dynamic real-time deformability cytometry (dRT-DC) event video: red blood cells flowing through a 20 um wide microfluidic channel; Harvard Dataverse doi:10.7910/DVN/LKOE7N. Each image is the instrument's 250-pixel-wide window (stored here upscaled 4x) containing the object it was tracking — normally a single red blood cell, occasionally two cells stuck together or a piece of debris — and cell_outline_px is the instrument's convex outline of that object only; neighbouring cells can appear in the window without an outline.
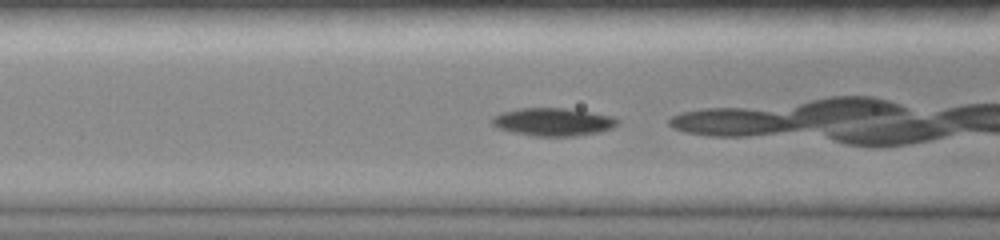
{"species": "common noctule bat (a hibernating species)", "species_latin": "Nyctalus noctula", "temperature_condition": "room temperature", "stored_images_in_passage": 32, "camera_frame_rate_fps": 3000, "um_per_image_px": 0.085, "animal": {"sex": "female", "body_mass_g": 19.0, "forearm_length_mm": 51.5}, "frame": {"image": 1, "passage_image": 10, "time_ms": 3.0, "image_size_px": [1000, 240], "cell_outline_px": [[620, 120], [612, 128], [600, 132], [572, 136], [532, 136], [512, 132], [500, 128], [492, 124], [492, 116], [500, 112], [516, 108], [564, 108], [616, 116]], "centroid_in_image_um": [47.01, 10.35], "position_along_channel_um": 119.6, "area_um2": 20.52}}
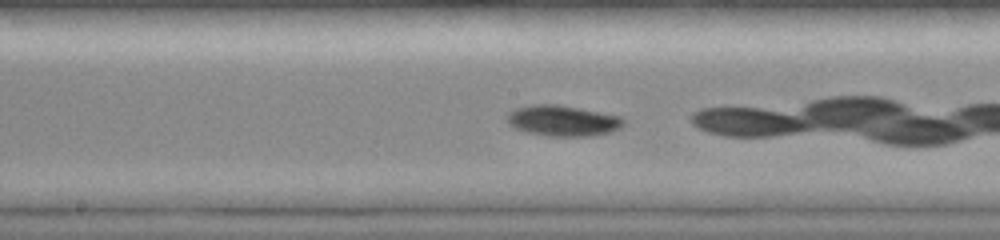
{"frame": {"image": 2, "passage_image": 16, "time_ms": 5.0, "image_size_px": [1000, 240], "cell_outline_px": [[624, 124], [620, 128], [608, 132], [592, 136], [548, 136], [528, 132], [512, 128], [508, 124], [508, 112], [516, 108], [532, 104], [556, 104], [620, 116], [624, 120]], "centroid_in_image_um": [47.8, 10.26], "position_along_channel_um": 200.4, "area_um2": 20.75}}
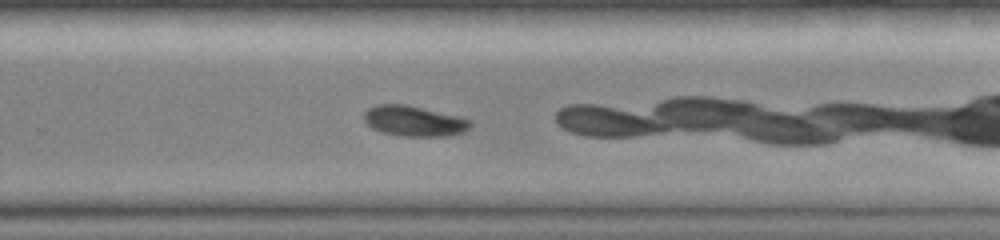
{"frame": {"image": 3, "passage_image": 22, "time_ms": 7.0, "image_size_px": [1000, 240], "cell_outline_px": [[472, 124], [464, 132], [452, 136], [400, 136], [384, 132], [372, 128], [364, 120], [364, 112], [368, 108], [376, 104], [408, 104], [472, 120]], "centroid_in_image_um": [35.2, 10.28], "position_along_channel_um": 294.6, "area_um2": 18.9}, "authors_computed_cell_mechanics": {"area_um2": 20.4034, "velocity_mm_per_s": 4.0404, "shape_relaxation_time_tau1_ms": 2.8076, "shape_relaxation_time_tau2_ms": null, "deformation_change_tau1": 0.0809, "deformation_change_tau2": null}}